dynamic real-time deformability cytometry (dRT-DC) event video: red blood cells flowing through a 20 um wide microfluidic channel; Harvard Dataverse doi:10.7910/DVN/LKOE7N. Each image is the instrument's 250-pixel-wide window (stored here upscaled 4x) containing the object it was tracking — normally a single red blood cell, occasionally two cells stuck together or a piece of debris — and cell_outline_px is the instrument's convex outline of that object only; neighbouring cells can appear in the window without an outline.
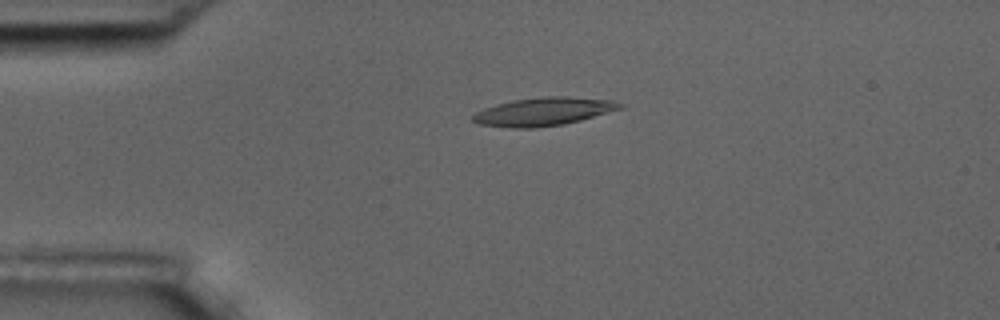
{"species": "common noctule bat (a hibernating species)", "species_latin": "Nyctalus noctula", "temperature_condition": "room temperature", "stored_images_in_passage": 4, "camera_frame_rate_fps": 3000, "um_per_image_px": 0.085, "animal": {"sex": "male", "body_mass_g": 17.5, "forearm_length_mm": 52.3}, "frame": {"image": 1, "passage_image": 3, "time_ms": 3.333, "image_size_px": [1000, 320], "cell_outline_px": [[628, 104], [624, 108], [580, 120], [564, 124], [532, 128], [512, 128], [480, 124], [472, 120], [472, 116], [476, 112], [484, 108], [496, 104], [512, 100], [540, 96], [568, 96], [612, 100]], "centroid_in_image_um": [46.25, 9.47], "position_along_channel_um": 38.8, "area_um2": 24.39}}